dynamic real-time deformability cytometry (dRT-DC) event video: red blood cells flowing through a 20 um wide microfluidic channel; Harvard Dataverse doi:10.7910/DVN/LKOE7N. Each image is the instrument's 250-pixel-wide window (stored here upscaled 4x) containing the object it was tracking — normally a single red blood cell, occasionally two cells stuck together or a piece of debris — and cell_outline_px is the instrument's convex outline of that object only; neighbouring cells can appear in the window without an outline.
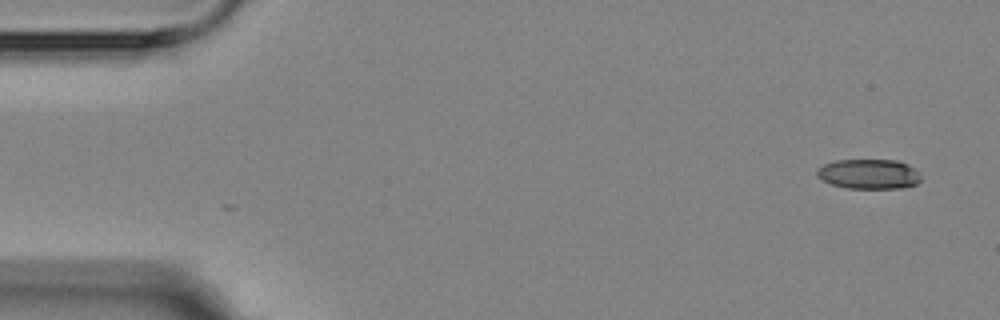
{"species": "Egyptian fruit bat (a non-hibernating species)", "species_latin": "Rousettus aegyptiacus", "temperature_condition": "room temperature", "stored_images_in_passage": 4, "camera_frame_rate_fps": 3000, "um_per_image_px": 0.085, "animal": {"sex": "female"}, "frame": {"image": 1, "passage_image": 1, "time_ms": 0.0, "image_size_px": [1000, 320], "cell_outline_px": [[920, 180], [916, 184], [900, 188], [848, 188], [832, 184], [820, 180], [816, 176], [816, 168], [824, 164], [836, 160], [896, 160], [908, 164], [920, 176]], "centroid_in_image_um": [73.79, 14.79], "position_along_channel_um": 11.2, "area_um2": 18.03}}